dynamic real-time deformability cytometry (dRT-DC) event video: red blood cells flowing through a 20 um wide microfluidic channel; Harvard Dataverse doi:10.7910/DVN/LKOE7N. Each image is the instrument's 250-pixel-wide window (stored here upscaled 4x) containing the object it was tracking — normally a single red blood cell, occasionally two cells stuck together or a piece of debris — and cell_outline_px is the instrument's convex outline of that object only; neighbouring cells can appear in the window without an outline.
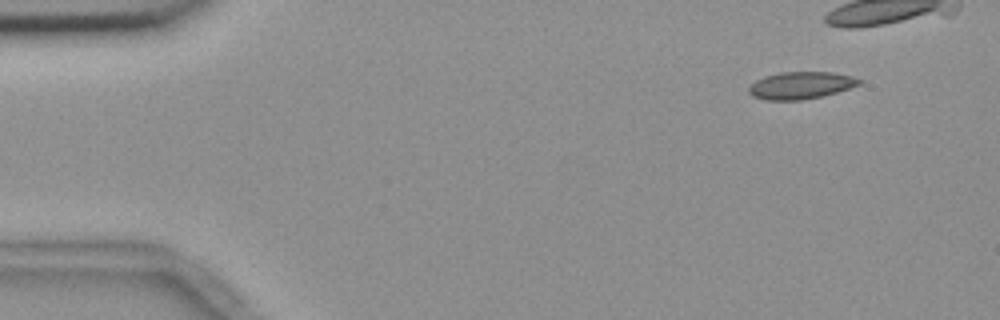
{"species": "common noctule bat (a hibernating species)", "species_latin": "Nyctalus noctula", "temperature_condition": "room temperature", "stored_images_in_passage": 41, "camera_frame_rate_fps": 3000, "um_per_image_px": 0.085, "animal": {"sex": "female", "body_mass_g": 18.4}, "frame": {"image": 1, "passage_image": 2, "time_ms": 0.333, "image_size_px": [1000, 320], "cell_outline_px": [[864, 80], [860, 84], [836, 92], [804, 100], [764, 100], [752, 96], [748, 92], [748, 88], [756, 80], [764, 76], [780, 72], [832, 72], [852, 76]], "centroid_in_image_um": [68.05, 7.25], "position_along_channel_um": 17.0, "area_um2": 17.51}}
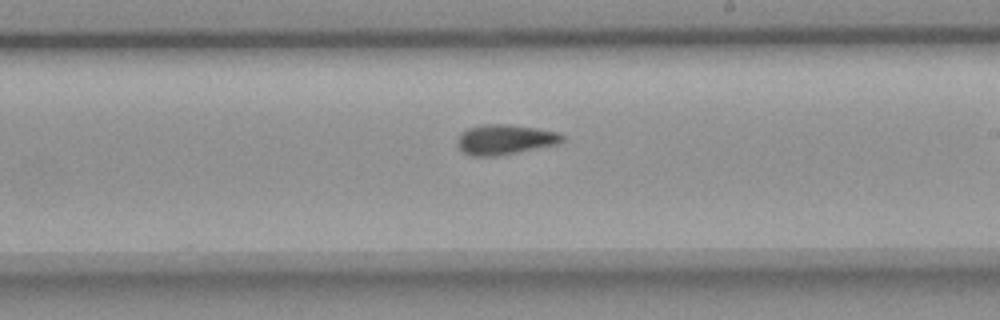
{"frame": {"image": 2, "passage_image": 29, "time_ms": 9.333, "image_size_px": [1000, 320], "cell_outline_px": [[564, 140], [560, 144], [496, 156], [472, 156], [464, 152], [456, 144], [456, 140], [460, 132], [468, 128], [484, 124], [508, 124], [536, 128], [556, 132], [564, 136]], "centroid_in_image_um": [42.9, 11.86], "position_along_channel_um": 246.1, "area_um2": 18.44}}
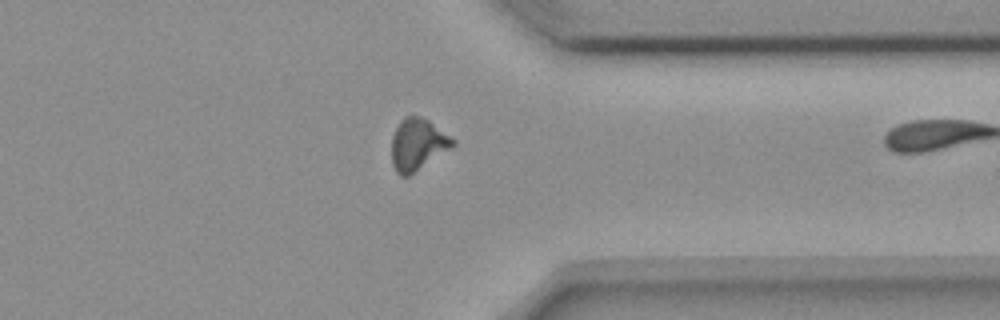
{"frame": {"image": 3, "passage_image": 40, "time_ms": 13.0, "image_size_px": [1000, 320], "cell_outline_px": [[456, 144], [452, 148], [408, 176], [400, 176], [396, 172], [392, 164], [392, 136], [400, 120], [404, 116], [420, 116], [428, 120], [456, 140]], "centroid_in_image_um": [35.5, 12.27], "position_along_channel_um": 375.9, "area_um2": 18.44}}